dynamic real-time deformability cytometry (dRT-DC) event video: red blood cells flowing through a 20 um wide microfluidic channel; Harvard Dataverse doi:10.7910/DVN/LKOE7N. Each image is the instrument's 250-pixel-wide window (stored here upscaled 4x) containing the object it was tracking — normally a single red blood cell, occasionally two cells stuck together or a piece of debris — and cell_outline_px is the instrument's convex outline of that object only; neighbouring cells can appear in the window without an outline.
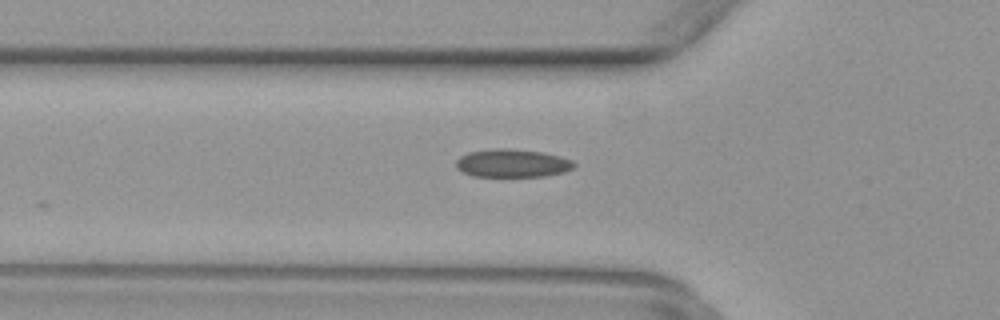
{"species": "common noctule bat (a hibernating species)", "species_latin": "Nyctalus noctula", "temperature_condition": "warm", "stored_images_in_passage": 24, "camera_frame_rate_fps": 3000, "um_per_image_px": 0.085, "animal": {"sex": "female", "body_mass_g": 29.2, "forearm_length_mm": 56.3}, "frame": {"image": 1, "passage_image": 2, "time_ms": 0.333, "image_size_px": [1000, 320], "cell_outline_px": [[576, 164], [572, 168], [564, 172], [544, 176], [476, 176], [464, 172], [456, 168], [456, 160], [460, 156], [468, 152], [496, 148], [508, 148], [544, 152], [560, 156], [572, 160]], "centroid_in_image_um": [43.55, 13.86], "position_along_channel_um": 82.2, "area_um2": 19.31}}
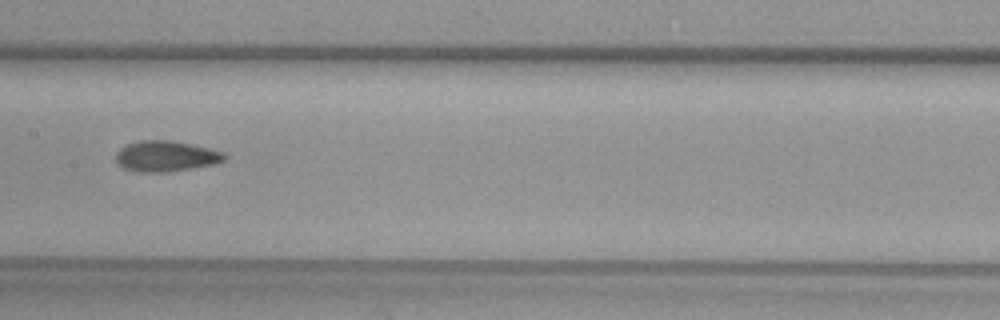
{"frame": {"image": 2, "passage_image": 10, "time_ms": 3.0, "image_size_px": [1000, 320], "cell_outline_px": [[228, 156], [224, 160], [216, 164], [192, 168], [164, 172], [136, 172], [124, 168], [116, 164], [116, 152], [120, 148], [128, 144], [140, 140], [172, 140], [208, 148], [224, 152]], "centroid_in_image_um": [14.09, 13.28], "position_along_channel_um": 193.3, "area_um2": 19.54}}
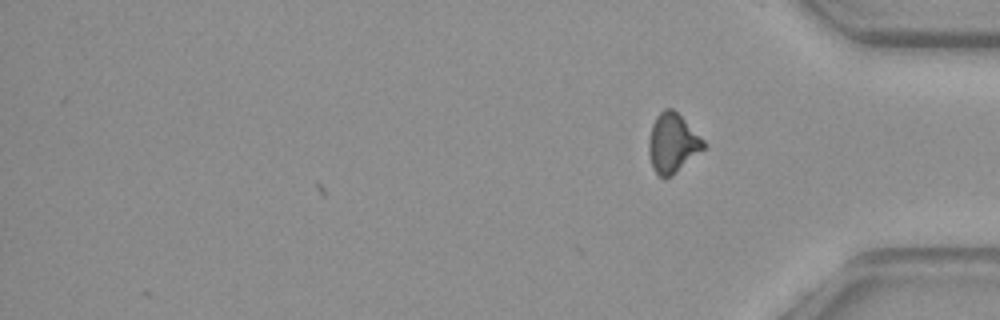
{"frame": {"image": 3, "passage_image": 24, "time_ms": 7.667, "image_size_px": [1000, 320], "cell_outline_px": [[708, 148], [672, 176], [660, 176], [652, 168], [648, 152], [648, 140], [652, 124], [656, 116], [664, 108], [672, 108], [708, 144]], "centroid_in_image_um": [57.19, 12.19], "position_along_channel_um": 378.0, "area_um2": 19.19}}